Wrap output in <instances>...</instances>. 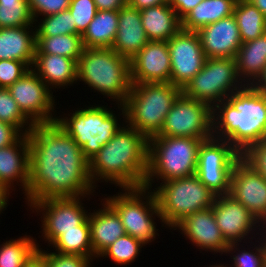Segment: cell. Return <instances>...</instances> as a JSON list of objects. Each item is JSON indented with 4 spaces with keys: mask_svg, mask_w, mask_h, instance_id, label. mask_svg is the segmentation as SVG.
<instances>
[{
    "mask_svg": "<svg viewBox=\"0 0 266 267\" xmlns=\"http://www.w3.org/2000/svg\"><path fill=\"white\" fill-rule=\"evenodd\" d=\"M29 183L27 208L49 198L96 195L89 161L81 148L56 122L35 124L28 133Z\"/></svg>",
    "mask_w": 266,
    "mask_h": 267,
    "instance_id": "cell-1",
    "label": "cell"
},
{
    "mask_svg": "<svg viewBox=\"0 0 266 267\" xmlns=\"http://www.w3.org/2000/svg\"><path fill=\"white\" fill-rule=\"evenodd\" d=\"M148 167V138L126 123L89 161L90 179L116 188L144 186Z\"/></svg>",
    "mask_w": 266,
    "mask_h": 267,
    "instance_id": "cell-2",
    "label": "cell"
},
{
    "mask_svg": "<svg viewBox=\"0 0 266 267\" xmlns=\"http://www.w3.org/2000/svg\"><path fill=\"white\" fill-rule=\"evenodd\" d=\"M213 137L239 153L266 139V94L245 85L212 108Z\"/></svg>",
    "mask_w": 266,
    "mask_h": 267,
    "instance_id": "cell-3",
    "label": "cell"
},
{
    "mask_svg": "<svg viewBox=\"0 0 266 267\" xmlns=\"http://www.w3.org/2000/svg\"><path fill=\"white\" fill-rule=\"evenodd\" d=\"M88 103H83V106L76 109L73 107L69 113L61 112L63 114L57 115L55 122L75 140L85 158L90 161L114 137L126 120L123 105L113 104L116 112L108 103Z\"/></svg>",
    "mask_w": 266,
    "mask_h": 267,
    "instance_id": "cell-4",
    "label": "cell"
},
{
    "mask_svg": "<svg viewBox=\"0 0 266 267\" xmlns=\"http://www.w3.org/2000/svg\"><path fill=\"white\" fill-rule=\"evenodd\" d=\"M123 105L131 90L130 60L112 48H85L77 61V84ZM112 101V102H111ZM114 102V103H113Z\"/></svg>",
    "mask_w": 266,
    "mask_h": 267,
    "instance_id": "cell-5",
    "label": "cell"
},
{
    "mask_svg": "<svg viewBox=\"0 0 266 267\" xmlns=\"http://www.w3.org/2000/svg\"><path fill=\"white\" fill-rule=\"evenodd\" d=\"M203 141L171 136L148 138V167L143 187L152 190L160 181L196 175L198 150Z\"/></svg>",
    "mask_w": 266,
    "mask_h": 267,
    "instance_id": "cell-6",
    "label": "cell"
},
{
    "mask_svg": "<svg viewBox=\"0 0 266 267\" xmlns=\"http://www.w3.org/2000/svg\"><path fill=\"white\" fill-rule=\"evenodd\" d=\"M182 89L171 83H132L123 106L126 124L147 138L156 135Z\"/></svg>",
    "mask_w": 266,
    "mask_h": 267,
    "instance_id": "cell-7",
    "label": "cell"
},
{
    "mask_svg": "<svg viewBox=\"0 0 266 267\" xmlns=\"http://www.w3.org/2000/svg\"><path fill=\"white\" fill-rule=\"evenodd\" d=\"M120 190V191H119ZM112 196L103 197L119 214L126 234L140 241L144 246L150 245L160 235L156 227L163 223L154 192L145 187L122 188ZM158 220H157V219ZM159 222H157V221Z\"/></svg>",
    "mask_w": 266,
    "mask_h": 267,
    "instance_id": "cell-8",
    "label": "cell"
},
{
    "mask_svg": "<svg viewBox=\"0 0 266 267\" xmlns=\"http://www.w3.org/2000/svg\"><path fill=\"white\" fill-rule=\"evenodd\" d=\"M152 191L170 231L187 215L212 207L217 197L196 175L160 182Z\"/></svg>",
    "mask_w": 266,
    "mask_h": 267,
    "instance_id": "cell-9",
    "label": "cell"
},
{
    "mask_svg": "<svg viewBox=\"0 0 266 267\" xmlns=\"http://www.w3.org/2000/svg\"><path fill=\"white\" fill-rule=\"evenodd\" d=\"M244 86L235 58H207L202 70L186 84L182 93L213 108Z\"/></svg>",
    "mask_w": 266,
    "mask_h": 267,
    "instance_id": "cell-10",
    "label": "cell"
},
{
    "mask_svg": "<svg viewBox=\"0 0 266 267\" xmlns=\"http://www.w3.org/2000/svg\"><path fill=\"white\" fill-rule=\"evenodd\" d=\"M94 195H83L80 197L49 198L34 201L28 208L35 216H40L42 228L41 238L48 247L63 233V231L79 230L87 218L90 209L83 201H90ZM87 198V199H86ZM86 199V200H85Z\"/></svg>",
    "mask_w": 266,
    "mask_h": 267,
    "instance_id": "cell-11",
    "label": "cell"
},
{
    "mask_svg": "<svg viewBox=\"0 0 266 267\" xmlns=\"http://www.w3.org/2000/svg\"><path fill=\"white\" fill-rule=\"evenodd\" d=\"M240 158L227 140L212 137L199 147L196 176L216 195L228 194L232 170Z\"/></svg>",
    "mask_w": 266,
    "mask_h": 267,
    "instance_id": "cell-12",
    "label": "cell"
},
{
    "mask_svg": "<svg viewBox=\"0 0 266 267\" xmlns=\"http://www.w3.org/2000/svg\"><path fill=\"white\" fill-rule=\"evenodd\" d=\"M154 136L189 137L208 140L213 137L212 107L181 93Z\"/></svg>",
    "mask_w": 266,
    "mask_h": 267,
    "instance_id": "cell-13",
    "label": "cell"
},
{
    "mask_svg": "<svg viewBox=\"0 0 266 267\" xmlns=\"http://www.w3.org/2000/svg\"><path fill=\"white\" fill-rule=\"evenodd\" d=\"M7 89L22 113L34 125L56 121L58 113L56 109H59L56 107L57 98L32 69L27 71Z\"/></svg>",
    "mask_w": 266,
    "mask_h": 267,
    "instance_id": "cell-14",
    "label": "cell"
},
{
    "mask_svg": "<svg viewBox=\"0 0 266 267\" xmlns=\"http://www.w3.org/2000/svg\"><path fill=\"white\" fill-rule=\"evenodd\" d=\"M212 208L228 244L250 242L261 236L259 220L231 194L217 195Z\"/></svg>",
    "mask_w": 266,
    "mask_h": 267,
    "instance_id": "cell-15",
    "label": "cell"
},
{
    "mask_svg": "<svg viewBox=\"0 0 266 267\" xmlns=\"http://www.w3.org/2000/svg\"><path fill=\"white\" fill-rule=\"evenodd\" d=\"M167 43L171 59L170 83L183 89L202 70L207 57L197 32L181 29Z\"/></svg>",
    "mask_w": 266,
    "mask_h": 267,
    "instance_id": "cell-16",
    "label": "cell"
},
{
    "mask_svg": "<svg viewBox=\"0 0 266 267\" xmlns=\"http://www.w3.org/2000/svg\"><path fill=\"white\" fill-rule=\"evenodd\" d=\"M177 230L186 241L196 246L200 253L205 251L213 255L225 256L228 243L222 236V233L216 223L213 208L200 210L184 217L172 229Z\"/></svg>",
    "mask_w": 266,
    "mask_h": 267,
    "instance_id": "cell-17",
    "label": "cell"
},
{
    "mask_svg": "<svg viewBox=\"0 0 266 267\" xmlns=\"http://www.w3.org/2000/svg\"><path fill=\"white\" fill-rule=\"evenodd\" d=\"M262 223L266 219V179L241 158L231 174L230 192Z\"/></svg>",
    "mask_w": 266,
    "mask_h": 267,
    "instance_id": "cell-18",
    "label": "cell"
},
{
    "mask_svg": "<svg viewBox=\"0 0 266 267\" xmlns=\"http://www.w3.org/2000/svg\"><path fill=\"white\" fill-rule=\"evenodd\" d=\"M170 76L167 41H149L130 59L131 83H170Z\"/></svg>",
    "mask_w": 266,
    "mask_h": 267,
    "instance_id": "cell-19",
    "label": "cell"
},
{
    "mask_svg": "<svg viewBox=\"0 0 266 267\" xmlns=\"http://www.w3.org/2000/svg\"><path fill=\"white\" fill-rule=\"evenodd\" d=\"M197 33L207 58H235L242 45L234 15L210 23Z\"/></svg>",
    "mask_w": 266,
    "mask_h": 267,
    "instance_id": "cell-20",
    "label": "cell"
},
{
    "mask_svg": "<svg viewBox=\"0 0 266 267\" xmlns=\"http://www.w3.org/2000/svg\"><path fill=\"white\" fill-rule=\"evenodd\" d=\"M29 183V139L24 134L16 143L0 148V185L8 187L12 192L17 186L24 194ZM15 187V188H14Z\"/></svg>",
    "mask_w": 266,
    "mask_h": 267,
    "instance_id": "cell-21",
    "label": "cell"
},
{
    "mask_svg": "<svg viewBox=\"0 0 266 267\" xmlns=\"http://www.w3.org/2000/svg\"><path fill=\"white\" fill-rule=\"evenodd\" d=\"M98 199L101 200L99 203L101 207L98 204V208L93 211L90 210L88 215L93 260H96L117 238L126 234L121 218L116 210L104 198Z\"/></svg>",
    "mask_w": 266,
    "mask_h": 267,
    "instance_id": "cell-22",
    "label": "cell"
},
{
    "mask_svg": "<svg viewBox=\"0 0 266 267\" xmlns=\"http://www.w3.org/2000/svg\"><path fill=\"white\" fill-rule=\"evenodd\" d=\"M148 42L140 10L129 4L119 9L117 35L111 48L130 60Z\"/></svg>",
    "mask_w": 266,
    "mask_h": 267,
    "instance_id": "cell-23",
    "label": "cell"
},
{
    "mask_svg": "<svg viewBox=\"0 0 266 267\" xmlns=\"http://www.w3.org/2000/svg\"><path fill=\"white\" fill-rule=\"evenodd\" d=\"M31 69L53 93L56 88L58 92V89L63 90L77 84V61L68 57L35 54Z\"/></svg>",
    "mask_w": 266,
    "mask_h": 267,
    "instance_id": "cell-24",
    "label": "cell"
},
{
    "mask_svg": "<svg viewBox=\"0 0 266 267\" xmlns=\"http://www.w3.org/2000/svg\"><path fill=\"white\" fill-rule=\"evenodd\" d=\"M35 52V25L0 28V60H18L32 68Z\"/></svg>",
    "mask_w": 266,
    "mask_h": 267,
    "instance_id": "cell-25",
    "label": "cell"
},
{
    "mask_svg": "<svg viewBox=\"0 0 266 267\" xmlns=\"http://www.w3.org/2000/svg\"><path fill=\"white\" fill-rule=\"evenodd\" d=\"M149 41H168L181 29V19L169 3L140 10Z\"/></svg>",
    "mask_w": 266,
    "mask_h": 267,
    "instance_id": "cell-26",
    "label": "cell"
},
{
    "mask_svg": "<svg viewBox=\"0 0 266 267\" xmlns=\"http://www.w3.org/2000/svg\"><path fill=\"white\" fill-rule=\"evenodd\" d=\"M235 60L240 80L252 86L266 67V33L242 43Z\"/></svg>",
    "mask_w": 266,
    "mask_h": 267,
    "instance_id": "cell-27",
    "label": "cell"
},
{
    "mask_svg": "<svg viewBox=\"0 0 266 267\" xmlns=\"http://www.w3.org/2000/svg\"><path fill=\"white\" fill-rule=\"evenodd\" d=\"M238 0H202L182 19L185 31L197 32L200 28L233 15Z\"/></svg>",
    "mask_w": 266,
    "mask_h": 267,
    "instance_id": "cell-28",
    "label": "cell"
},
{
    "mask_svg": "<svg viewBox=\"0 0 266 267\" xmlns=\"http://www.w3.org/2000/svg\"><path fill=\"white\" fill-rule=\"evenodd\" d=\"M119 10L101 11L82 35L85 48H111L117 35Z\"/></svg>",
    "mask_w": 266,
    "mask_h": 267,
    "instance_id": "cell-29",
    "label": "cell"
},
{
    "mask_svg": "<svg viewBox=\"0 0 266 267\" xmlns=\"http://www.w3.org/2000/svg\"><path fill=\"white\" fill-rule=\"evenodd\" d=\"M242 43L266 33V17L248 0H238L234 13Z\"/></svg>",
    "mask_w": 266,
    "mask_h": 267,
    "instance_id": "cell-30",
    "label": "cell"
},
{
    "mask_svg": "<svg viewBox=\"0 0 266 267\" xmlns=\"http://www.w3.org/2000/svg\"><path fill=\"white\" fill-rule=\"evenodd\" d=\"M84 49L82 35L36 36L35 54H56L78 61Z\"/></svg>",
    "mask_w": 266,
    "mask_h": 267,
    "instance_id": "cell-31",
    "label": "cell"
},
{
    "mask_svg": "<svg viewBox=\"0 0 266 267\" xmlns=\"http://www.w3.org/2000/svg\"><path fill=\"white\" fill-rule=\"evenodd\" d=\"M52 251L60 254H77L89 257L93 261L90 225L88 218L79 225V230L63 231L50 245Z\"/></svg>",
    "mask_w": 266,
    "mask_h": 267,
    "instance_id": "cell-32",
    "label": "cell"
},
{
    "mask_svg": "<svg viewBox=\"0 0 266 267\" xmlns=\"http://www.w3.org/2000/svg\"><path fill=\"white\" fill-rule=\"evenodd\" d=\"M39 241L28 234L4 240L0 244V267H24L38 250Z\"/></svg>",
    "mask_w": 266,
    "mask_h": 267,
    "instance_id": "cell-33",
    "label": "cell"
},
{
    "mask_svg": "<svg viewBox=\"0 0 266 267\" xmlns=\"http://www.w3.org/2000/svg\"><path fill=\"white\" fill-rule=\"evenodd\" d=\"M225 255L230 257V267H266V251L261 237L242 244H229Z\"/></svg>",
    "mask_w": 266,
    "mask_h": 267,
    "instance_id": "cell-34",
    "label": "cell"
},
{
    "mask_svg": "<svg viewBox=\"0 0 266 267\" xmlns=\"http://www.w3.org/2000/svg\"><path fill=\"white\" fill-rule=\"evenodd\" d=\"M144 246L140 241L134 237L125 234L107 247L98 257L97 260L109 258L111 262H114L116 265L127 266L134 263L135 260H138L140 252Z\"/></svg>",
    "mask_w": 266,
    "mask_h": 267,
    "instance_id": "cell-35",
    "label": "cell"
},
{
    "mask_svg": "<svg viewBox=\"0 0 266 267\" xmlns=\"http://www.w3.org/2000/svg\"><path fill=\"white\" fill-rule=\"evenodd\" d=\"M34 25L36 36L80 35L69 10L39 17Z\"/></svg>",
    "mask_w": 266,
    "mask_h": 267,
    "instance_id": "cell-36",
    "label": "cell"
},
{
    "mask_svg": "<svg viewBox=\"0 0 266 267\" xmlns=\"http://www.w3.org/2000/svg\"><path fill=\"white\" fill-rule=\"evenodd\" d=\"M0 121L16 126L23 134H28L34 126L7 88H0Z\"/></svg>",
    "mask_w": 266,
    "mask_h": 267,
    "instance_id": "cell-37",
    "label": "cell"
},
{
    "mask_svg": "<svg viewBox=\"0 0 266 267\" xmlns=\"http://www.w3.org/2000/svg\"><path fill=\"white\" fill-rule=\"evenodd\" d=\"M34 26L27 3L4 7L0 5V28Z\"/></svg>",
    "mask_w": 266,
    "mask_h": 267,
    "instance_id": "cell-38",
    "label": "cell"
},
{
    "mask_svg": "<svg viewBox=\"0 0 266 267\" xmlns=\"http://www.w3.org/2000/svg\"><path fill=\"white\" fill-rule=\"evenodd\" d=\"M68 10L72 15L77 32L83 35L97 13L95 2L93 0H70Z\"/></svg>",
    "mask_w": 266,
    "mask_h": 267,
    "instance_id": "cell-39",
    "label": "cell"
},
{
    "mask_svg": "<svg viewBox=\"0 0 266 267\" xmlns=\"http://www.w3.org/2000/svg\"><path fill=\"white\" fill-rule=\"evenodd\" d=\"M241 159L266 179V139L249 145L241 153Z\"/></svg>",
    "mask_w": 266,
    "mask_h": 267,
    "instance_id": "cell-40",
    "label": "cell"
},
{
    "mask_svg": "<svg viewBox=\"0 0 266 267\" xmlns=\"http://www.w3.org/2000/svg\"><path fill=\"white\" fill-rule=\"evenodd\" d=\"M33 21L68 10L70 0H27Z\"/></svg>",
    "mask_w": 266,
    "mask_h": 267,
    "instance_id": "cell-41",
    "label": "cell"
},
{
    "mask_svg": "<svg viewBox=\"0 0 266 267\" xmlns=\"http://www.w3.org/2000/svg\"><path fill=\"white\" fill-rule=\"evenodd\" d=\"M31 68L18 60H0V88H8Z\"/></svg>",
    "mask_w": 266,
    "mask_h": 267,
    "instance_id": "cell-42",
    "label": "cell"
},
{
    "mask_svg": "<svg viewBox=\"0 0 266 267\" xmlns=\"http://www.w3.org/2000/svg\"><path fill=\"white\" fill-rule=\"evenodd\" d=\"M47 267H92L89 257L77 254H60L47 247Z\"/></svg>",
    "mask_w": 266,
    "mask_h": 267,
    "instance_id": "cell-43",
    "label": "cell"
},
{
    "mask_svg": "<svg viewBox=\"0 0 266 267\" xmlns=\"http://www.w3.org/2000/svg\"><path fill=\"white\" fill-rule=\"evenodd\" d=\"M23 135L16 126L0 121V148L16 143Z\"/></svg>",
    "mask_w": 266,
    "mask_h": 267,
    "instance_id": "cell-44",
    "label": "cell"
},
{
    "mask_svg": "<svg viewBox=\"0 0 266 267\" xmlns=\"http://www.w3.org/2000/svg\"><path fill=\"white\" fill-rule=\"evenodd\" d=\"M202 0H169L170 6L176 15L182 19L190 10L194 9Z\"/></svg>",
    "mask_w": 266,
    "mask_h": 267,
    "instance_id": "cell-45",
    "label": "cell"
},
{
    "mask_svg": "<svg viewBox=\"0 0 266 267\" xmlns=\"http://www.w3.org/2000/svg\"><path fill=\"white\" fill-rule=\"evenodd\" d=\"M97 10L116 11L128 4V0H93Z\"/></svg>",
    "mask_w": 266,
    "mask_h": 267,
    "instance_id": "cell-46",
    "label": "cell"
},
{
    "mask_svg": "<svg viewBox=\"0 0 266 267\" xmlns=\"http://www.w3.org/2000/svg\"><path fill=\"white\" fill-rule=\"evenodd\" d=\"M38 250L25 263L24 267H47V250L37 246Z\"/></svg>",
    "mask_w": 266,
    "mask_h": 267,
    "instance_id": "cell-47",
    "label": "cell"
},
{
    "mask_svg": "<svg viewBox=\"0 0 266 267\" xmlns=\"http://www.w3.org/2000/svg\"><path fill=\"white\" fill-rule=\"evenodd\" d=\"M169 3V0H128V4L137 10Z\"/></svg>",
    "mask_w": 266,
    "mask_h": 267,
    "instance_id": "cell-48",
    "label": "cell"
},
{
    "mask_svg": "<svg viewBox=\"0 0 266 267\" xmlns=\"http://www.w3.org/2000/svg\"><path fill=\"white\" fill-rule=\"evenodd\" d=\"M11 193H12V191L8 187L0 185V215L9 206L8 204H9V200L11 197Z\"/></svg>",
    "mask_w": 266,
    "mask_h": 267,
    "instance_id": "cell-49",
    "label": "cell"
},
{
    "mask_svg": "<svg viewBox=\"0 0 266 267\" xmlns=\"http://www.w3.org/2000/svg\"><path fill=\"white\" fill-rule=\"evenodd\" d=\"M252 86L256 88L259 92L266 94V67L264 68L260 77Z\"/></svg>",
    "mask_w": 266,
    "mask_h": 267,
    "instance_id": "cell-50",
    "label": "cell"
},
{
    "mask_svg": "<svg viewBox=\"0 0 266 267\" xmlns=\"http://www.w3.org/2000/svg\"><path fill=\"white\" fill-rule=\"evenodd\" d=\"M252 4H254L266 17V0H248Z\"/></svg>",
    "mask_w": 266,
    "mask_h": 267,
    "instance_id": "cell-51",
    "label": "cell"
},
{
    "mask_svg": "<svg viewBox=\"0 0 266 267\" xmlns=\"http://www.w3.org/2000/svg\"><path fill=\"white\" fill-rule=\"evenodd\" d=\"M20 3H27V0H0V5L4 7L18 5Z\"/></svg>",
    "mask_w": 266,
    "mask_h": 267,
    "instance_id": "cell-52",
    "label": "cell"
},
{
    "mask_svg": "<svg viewBox=\"0 0 266 267\" xmlns=\"http://www.w3.org/2000/svg\"><path fill=\"white\" fill-rule=\"evenodd\" d=\"M206 267H230V265L228 264V263H226L225 264V262H223V263H214V265L212 264V265H210L209 264V266L208 265H205ZM205 266H203V267H205Z\"/></svg>",
    "mask_w": 266,
    "mask_h": 267,
    "instance_id": "cell-53",
    "label": "cell"
},
{
    "mask_svg": "<svg viewBox=\"0 0 266 267\" xmlns=\"http://www.w3.org/2000/svg\"><path fill=\"white\" fill-rule=\"evenodd\" d=\"M261 236H266V219L261 223Z\"/></svg>",
    "mask_w": 266,
    "mask_h": 267,
    "instance_id": "cell-54",
    "label": "cell"
},
{
    "mask_svg": "<svg viewBox=\"0 0 266 267\" xmlns=\"http://www.w3.org/2000/svg\"><path fill=\"white\" fill-rule=\"evenodd\" d=\"M263 240L264 246H265V251H266V236H260Z\"/></svg>",
    "mask_w": 266,
    "mask_h": 267,
    "instance_id": "cell-55",
    "label": "cell"
}]
</instances>
